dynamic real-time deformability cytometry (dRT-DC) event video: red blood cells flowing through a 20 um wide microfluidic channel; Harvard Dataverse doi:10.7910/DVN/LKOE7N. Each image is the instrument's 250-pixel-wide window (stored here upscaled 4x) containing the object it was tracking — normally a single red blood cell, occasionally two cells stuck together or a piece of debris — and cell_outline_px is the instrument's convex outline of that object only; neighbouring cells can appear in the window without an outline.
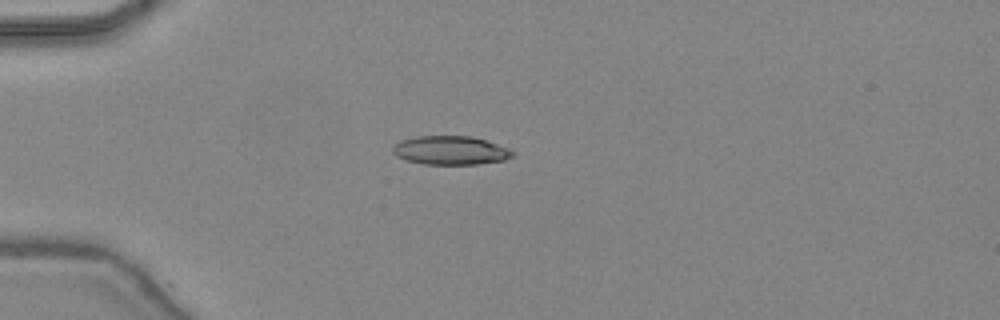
{"species": "common noctule bat (a hibernating species)", "species_latin": "Nyctalus noctula", "temperature_condition": "warm", "stored_images_in_passage": 46, "camera_frame_rate_fps": 3000, "um_per_image_px": 0.085, "animal": {"sex": "female", "body_mass_g": 24.6, "forearm_length_mm": 56.2}, "frame": {"image": 1, "passage_image": 13, "time_ms": 4.0, "image_size_px": [1000, 320], "cell_outline_px": [[516, 152], [512, 156], [504, 160], [476, 164], [424, 164], [408, 160], [396, 156], [392, 152], [392, 144], [400, 140], [416, 136], [472, 136], [508, 148]], "centroid_in_image_um": [38.25, 12.77], "position_along_channel_um": 46.7, "area_um2": 20.06}}
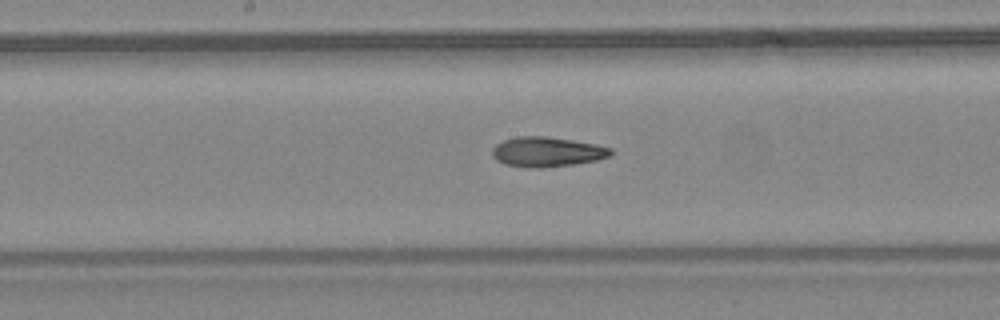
{"frame": {"image": 2, "passage_image": 25, "time_ms": 8.0, "image_size_px": [1000, 320], "cell_outline_px": [[612, 152], [608, 156], [596, 160], [572, 164], [544, 168], [528, 168], [504, 164], [496, 160], [492, 156], [492, 148], [496, 144], [504, 140], [520, 136], [544, 136], [572, 140], [596, 144], [612, 148]], "centroid_in_image_um": [46.46, 12.91], "position_along_channel_um": 201.7, "area_um2": 20.58}}
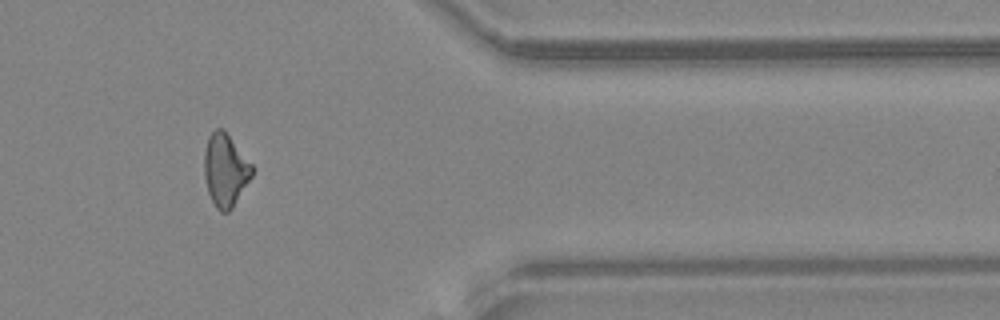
{"frame": {"image": 3, "passage_image": 39, "time_ms": 12.667, "image_size_px": [1000, 320], "cell_outline_px": [[252, 176], [232, 208], [228, 212], [220, 212], [216, 208], [208, 192], [204, 176], [204, 152], [208, 136], [216, 128], [224, 128], [252, 164]], "centroid_in_image_um": [19.14, 14.43], "position_along_channel_um": 392.3, "area_um2": 20.29}, "authors_computed_cell_mechanics": {"area_um2": 20.2878, "velocity_mm_per_s": 4.4917, "shape_relaxation_time_tau1_ms": null, "shape_relaxation_time_tau2_ms": 3.4299, "deformation_change_tau1": null, "deformation_change_tau2": 0.1299}}